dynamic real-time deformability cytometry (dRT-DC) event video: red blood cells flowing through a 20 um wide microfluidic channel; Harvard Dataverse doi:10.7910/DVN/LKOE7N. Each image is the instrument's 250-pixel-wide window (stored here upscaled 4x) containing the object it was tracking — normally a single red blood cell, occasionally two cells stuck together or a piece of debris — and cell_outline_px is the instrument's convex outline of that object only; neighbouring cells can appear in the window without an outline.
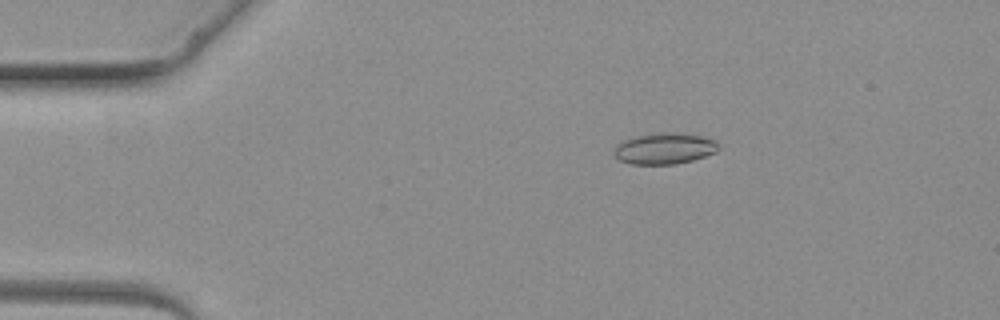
{"species": "common noctule bat (a hibernating species)", "species_latin": "Nyctalus noctula", "temperature_condition": "warm", "stored_images_in_passage": 4, "camera_frame_rate_fps": 3000, "um_per_image_px": 0.085, "animal": {"sex": "female", "body_mass_g": 19.3, "forearm_length_mm": 54.1}, "frame": {"image": 1, "passage_image": 3, "time_ms": 2.333, "image_size_px": [1000, 320], "cell_outline_px": [[720, 148], [716, 152], [692, 160], [676, 164], [632, 164], [620, 160], [612, 152], [616, 144], [624, 140], [636, 136], [664, 132], [668, 132], [700, 136], [712, 140]], "centroid_in_image_um": [56.43, 12.63], "position_along_channel_um": 28.6, "area_um2": 18.67}}